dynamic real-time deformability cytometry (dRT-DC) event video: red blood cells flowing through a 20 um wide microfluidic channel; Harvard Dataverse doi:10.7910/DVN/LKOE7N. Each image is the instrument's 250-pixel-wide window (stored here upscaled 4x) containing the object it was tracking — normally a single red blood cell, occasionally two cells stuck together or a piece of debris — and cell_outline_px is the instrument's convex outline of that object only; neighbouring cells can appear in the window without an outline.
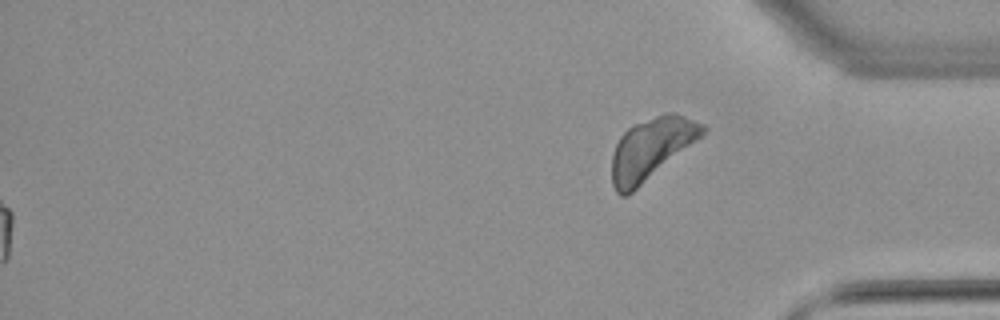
{"species": "common noctule bat (a hibernating species)", "species_latin": "Nyctalus noctula", "temperature_condition": "warm", "stored_images_in_passage": 54, "segment_of_instrument_passage": [2, 2], "camera_frame_rate_fps": 3000, "um_per_image_px": 0.085, "animal": {"sex": "female", "body_mass_g": 22.7, "forearm_length_mm": 54.2}, "frame": {"image": 1, "passage_image": 54, "time_ms": 17.667, "image_size_px": [1000, 320], "cell_outline_px": [[708, 128], [704, 136], [628, 196], [620, 196], [616, 192], [612, 184], [612, 152], [620, 136], [628, 128], [636, 124], [664, 112], [672, 112], [704, 124]], "centroid_in_image_um": [55.38, 12.66], "position_along_channel_um": 379.8, "area_um2": 32.83}}